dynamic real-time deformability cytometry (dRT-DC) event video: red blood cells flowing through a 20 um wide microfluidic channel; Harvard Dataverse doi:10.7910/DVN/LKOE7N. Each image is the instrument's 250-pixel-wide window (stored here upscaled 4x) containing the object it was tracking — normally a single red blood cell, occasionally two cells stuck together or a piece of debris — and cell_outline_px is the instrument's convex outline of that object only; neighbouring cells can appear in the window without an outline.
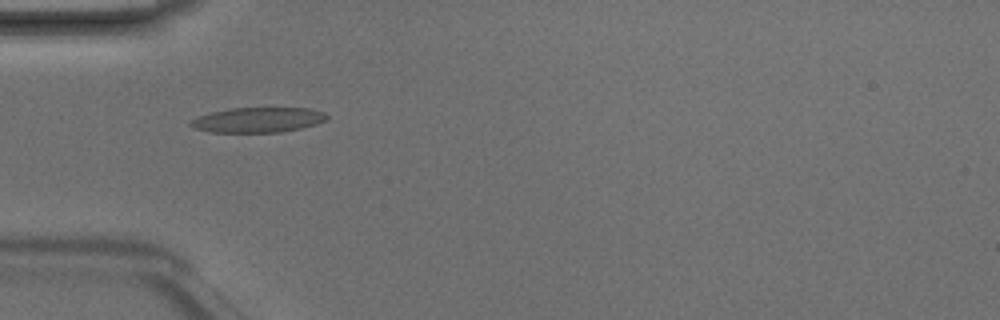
{"species": "Egyptian fruit bat (a non-hibernating species)", "species_latin": "Rousettus aegyptiacus", "temperature_condition": "room temperature", "stored_images_in_passage": 5, "camera_frame_rate_fps": 3000, "um_per_image_px": 0.085, "animal": {"sex": "male"}, "frame": {"image": 1, "passage_image": 3, "time_ms": 0.667, "image_size_px": [1000, 320], "cell_outline_px": [[328, 116], [324, 120], [316, 124], [300, 128], [280, 132], [208, 132], [192, 128], [188, 124], [196, 116], [212, 112], [232, 108], [308, 108], [324, 112]], "centroid_in_image_um": [21.87, 10.19], "position_along_channel_um": 63.1, "area_um2": 19.83}}